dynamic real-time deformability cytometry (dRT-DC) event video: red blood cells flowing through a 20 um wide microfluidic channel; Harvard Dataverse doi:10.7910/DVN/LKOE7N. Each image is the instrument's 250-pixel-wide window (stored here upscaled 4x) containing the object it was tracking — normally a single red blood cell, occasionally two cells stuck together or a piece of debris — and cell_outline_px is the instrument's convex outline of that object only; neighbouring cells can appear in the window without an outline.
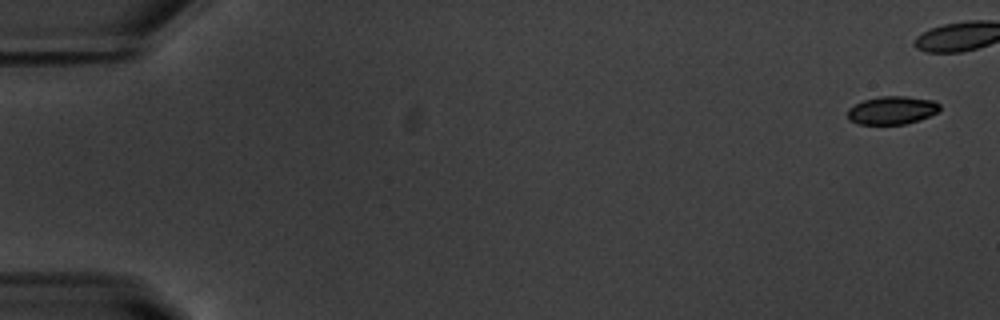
{"species": "common noctule bat (a hibernating species)", "species_latin": "Nyctalus noctula", "temperature_condition": "warm", "stored_images_in_passage": 43, "camera_frame_rate_fps": 3000, "um_per_image_px": 0.085, "animal": {"sex": "male", "body_mass_g": 20.1, "forearm_length_mm": 53.5}, "frame": {"image": 1, "passage_image": 1, "time_ms": 0.0, "image_size_px": [1000, 320], "cell_outline_px": [[940, 108], [936, 112], [920, 120], [904, 124], [860, 124], [848, 120], [848, 108], [864, 100], [880, 96], [904, 96], [932, 100], [940, 104]], "centroid_in_image_um": [75.81, 9.37], "position_along_channel_um": 9.2, "area_um2": 14.97}}
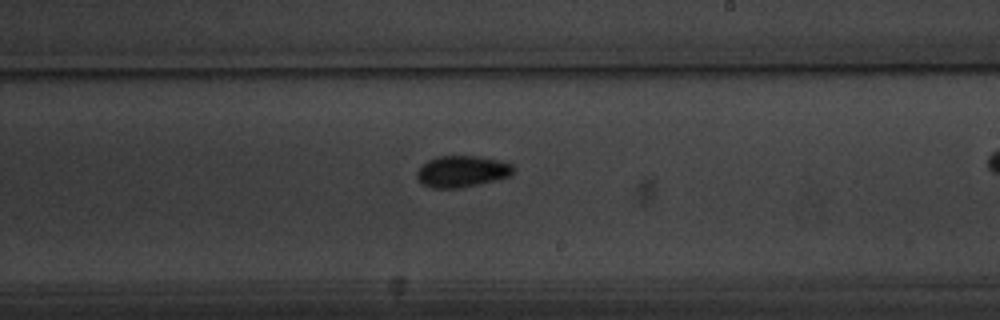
{"frame": {"image": 2, "passage_image": 32, "time_ms": 10.333, "image_size_px": [1000, 320], "cell_outline_px": [[516, 168], [508, 176], [460, 188], [432, 188], [424, 184], [416, 176], [416, 172], [428, 160], [436, 156], [476, 156], [500, 160], [512, 164]], "centroid_in_image_um": [39.26, 14.55], "position_along_channel_um": 249.7, "area_um2": 17.4}}
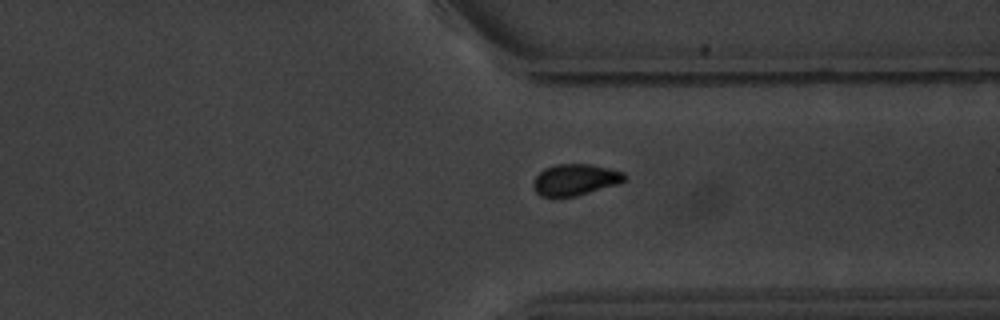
{"frame": {"image": 3, "passage_image": 41, "time_ms": 13.333, "image_size_px": [1000, 320], "cell_outline_px": [[628, 176], [624, 180], [616, 184], [576, 196], [556, 200], [552, 200], [540, 196], [536, 192], [532, 184], [532, 180], [544, 168], [556, 164], [592, 164], [624, 172]], "centroid_in_image_um": [48.82, 15.31], "position_along_channel_um": 362.6, "area_um2": 17.17}}